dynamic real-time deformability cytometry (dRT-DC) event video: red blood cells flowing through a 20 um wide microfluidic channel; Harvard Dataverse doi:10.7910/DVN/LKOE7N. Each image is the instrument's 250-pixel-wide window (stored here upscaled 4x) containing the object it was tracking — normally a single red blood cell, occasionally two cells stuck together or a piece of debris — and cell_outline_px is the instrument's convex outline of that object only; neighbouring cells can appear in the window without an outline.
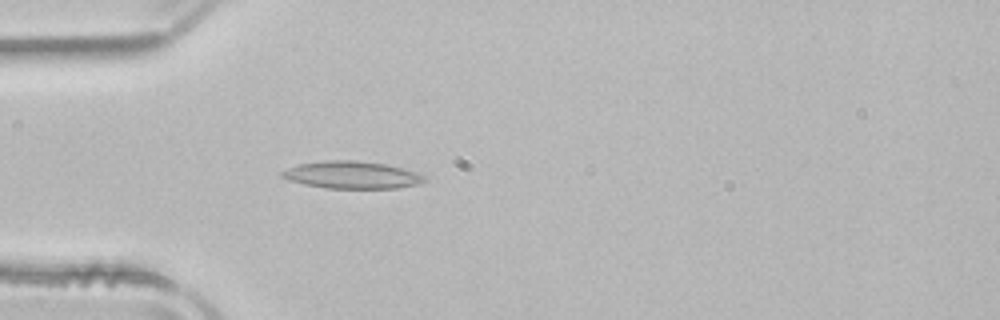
{"species": "common noctule bat (a hibernating species)", "species_latin": "Nyctalus noctula", "temperature_condition": "room temperature", "stored_images_in_passage": 2, "camera_frame_rate_fps": 3000, "um_per_image_px": 0.085, "animal": {"sex": "male", "body_mass_g": 21.5, "forearm_length_mm": 52.0}, "frame": {"image": 1, "passage_image": 2, "time_ms": 0.333, "image_size_px": [1000, 320], "cell_outline_px": [[428, 180], [420, 184], [396, 188], [324, 188], [304, 184], [288, 180], [280, 176], [280, 172], [288, 168], [300, 164], [328, 160], [352, 160], [384, 164], [400, 168], [424, 176]], "centroid_in_image_um": [29.87, 14.88], "position_along_channel_um": 55.1, "area_um2": 22.43}}